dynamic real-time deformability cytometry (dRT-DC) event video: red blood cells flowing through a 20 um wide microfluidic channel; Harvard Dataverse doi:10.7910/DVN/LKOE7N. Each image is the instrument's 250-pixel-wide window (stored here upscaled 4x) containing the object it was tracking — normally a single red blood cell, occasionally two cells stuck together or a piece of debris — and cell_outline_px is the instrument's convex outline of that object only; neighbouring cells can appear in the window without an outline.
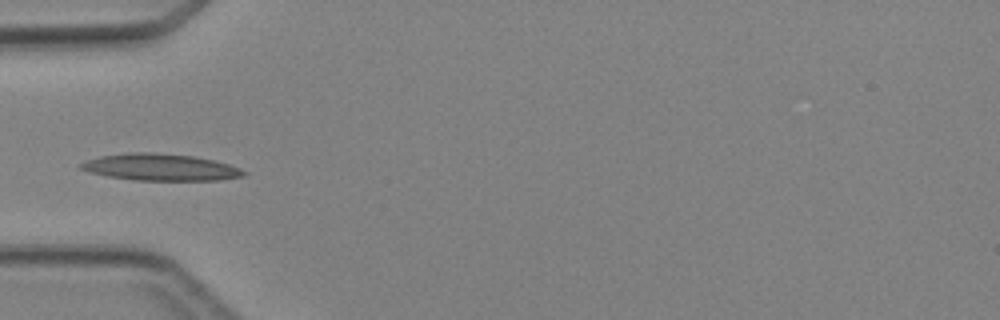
{"species": "Egyptian fruit bat (a non-hibernating species)", "species_latin": "Rousettus aegyptiacus", "temperature_condition": "cold", "stored_images_in_passage": 6, "camera_frame_rate_fps": 3000, "um_per_image_px": 0.085, "animal": {"sex": "female"}, "frame": {"image": 1, "passage_image": 6, "time_ms": 5.667, "image_size_px": [1000, 320], "cell_outline_px": [[248, 172], [244, 176], [220, 180], [136, 180], [108, 176], [88, 172], [80, 168], [80, 164], [88, 160], [100, 156], [128, 152], [152, 152], [192, 156], [212, 160], [228, 164], [240, 168]], "centroid_in_image_um": [13.65, 14.21], "position_along_channel_um": 71.4, "area_um2": 25.26}}